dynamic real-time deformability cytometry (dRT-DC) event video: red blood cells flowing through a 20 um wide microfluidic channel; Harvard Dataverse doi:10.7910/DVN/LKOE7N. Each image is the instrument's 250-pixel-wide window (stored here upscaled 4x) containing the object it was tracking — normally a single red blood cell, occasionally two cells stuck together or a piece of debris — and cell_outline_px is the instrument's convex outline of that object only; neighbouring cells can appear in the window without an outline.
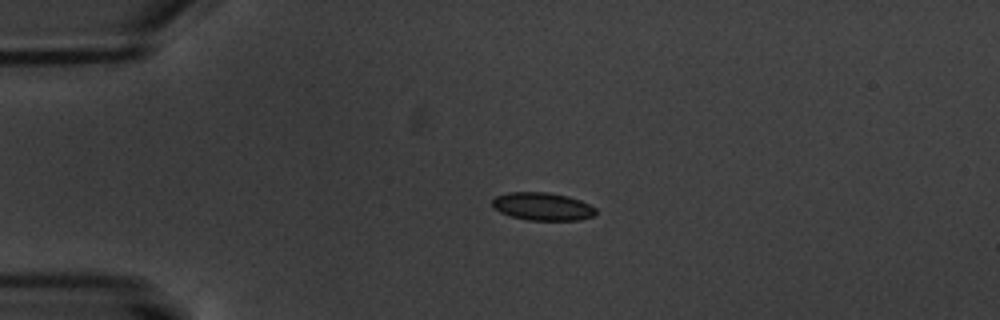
{"species": "common noctule bat (a hibernating species)", "species_latin": "Nyctalus noctula", "temperature_condition": "warm", "stored_images_in_passage": 4, "camera_frame_rate_fps": 3000, "um_per_image_px": 0.085, "animal": {"sex": "male", "body_mass_g": 20.1, "forearm_length_mm": 53.5}, "frame": {"image": 1, "passage_image": 3, "time_ms": 3.333, "image_size_px": [1000, 320], "cell_outline_px": [[596, 216], [580, 220], [528, 220], [512, 216], [500, 212], [492, 208], [492, 200], [496, 196], [508, 192], [548, 192], [568, 196], [580, 200], [596, 208]], "centroid_in_image_um": [46.12, 17.55], "position_along_channel_um": 38.9, "area_um2": 16.94}}